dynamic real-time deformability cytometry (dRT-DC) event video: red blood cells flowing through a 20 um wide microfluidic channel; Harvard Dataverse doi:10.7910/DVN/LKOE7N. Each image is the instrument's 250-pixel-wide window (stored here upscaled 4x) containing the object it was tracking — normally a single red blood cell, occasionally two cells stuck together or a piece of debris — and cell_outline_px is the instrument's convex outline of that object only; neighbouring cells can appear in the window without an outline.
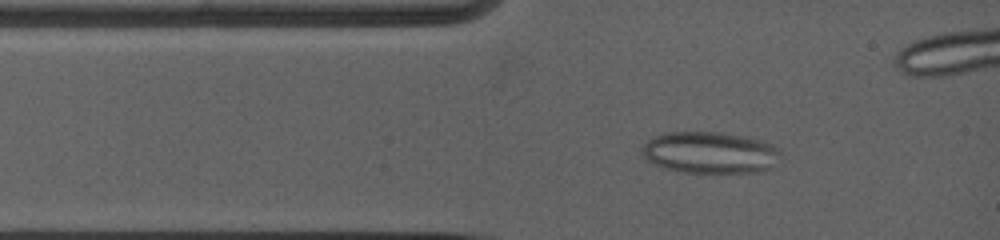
{"species": "common noctule bat (a hibernating species)", "species_latin": "Nyctalus noctula", "temperature_condition": "warm", "stored_images_in_passage": 6, "camera_frame_rate_fps": 5000, "um_per_image_px": 0.085, "animal": {"sex": "female", "body_mass_g": 19.0, "forearm_length_mm": 53.3}, "frame": {"image": 1, "passage_image": 2, "time_ms": 0.6, "image_size_px": [1000, 240], "cell_outline_px": [[780, 152], [772, 168], [756, 172], [684, 172], [652, 164], [640, 152], [640, 148], [648, 140], [664, 132], [724, 132], [764, 140], [780, 148]], "centroid_in_image_um": [60.35, 12.95], "position_along_channel_um": 24.6, "area_um2": 33.7}}
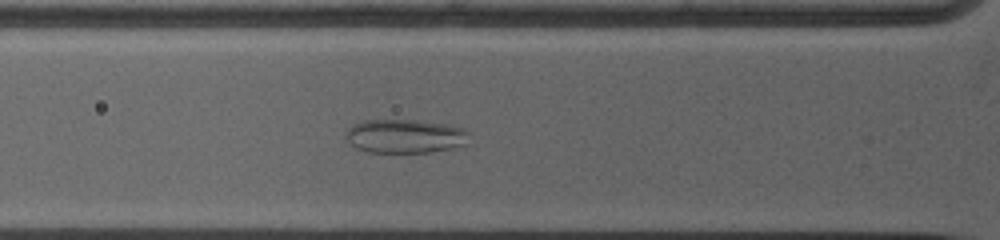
{"frame": {"image": 2, "passage_image": 5, "time_ms": 2.6, "image_size_px": [1000, 240], "cell_outline_px": [[468, 144], [452, 148], [432, 152], [368, 152], [356, 148], [344, 136], [348, 128], [352, 124], [364, 120], [416, 120], [448, 124], [464, 128], [468, 132]], "centroid_in_image_um": [34.44, 11.57], "position_along_channel_um": 91.4, "area_um2": 24.51}}